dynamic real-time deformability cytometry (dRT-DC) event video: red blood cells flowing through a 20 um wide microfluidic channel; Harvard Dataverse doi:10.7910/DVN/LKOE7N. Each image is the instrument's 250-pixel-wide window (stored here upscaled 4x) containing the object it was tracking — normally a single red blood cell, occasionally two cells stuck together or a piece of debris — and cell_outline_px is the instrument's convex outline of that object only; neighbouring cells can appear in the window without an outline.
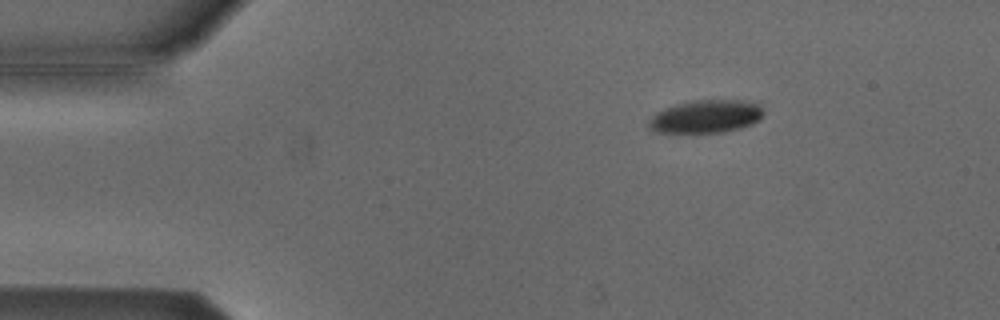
{"species": "Egyptian fruit bat (a non-hibernating species)", "species_latin": "Rousettus aegyptiacus", "temperature_condition": "cold", "stored_images_in_passage": 46, "camera_frame_rate_fps": 3000, "um_per_image_px": 0.085, "animal": {"sex": "male"}, "frame": {"image": 1, "passage_image": 1, "time_ms": 0.0, "image_size_px": [1000, 320], "cell_outline_px": [[764, 112], [760, 120], [752, 124], [740, 128], [724, 132], [656, 132], [648, 124], [648, 120], [656, 112], [664, 108], [676, 104], [692, 100], [740, 100], [760, 104], [764, 108]], "centroid_in_image_um": [60.04, 9.89], "position_along_channel_um": 25.0, "area_um2": 22.08}}
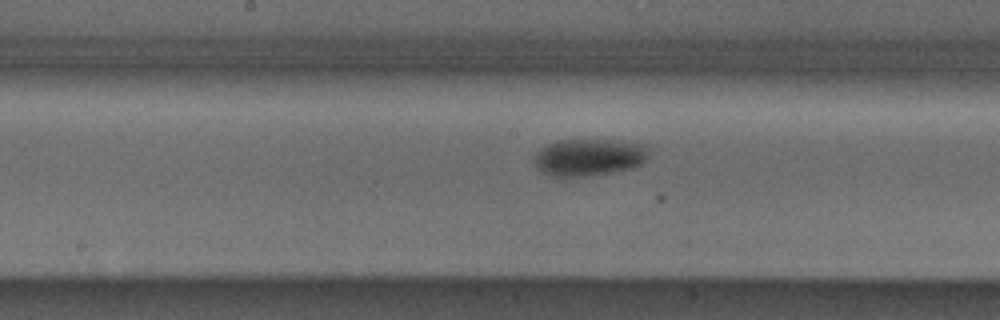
{"frame": {"image": 2, "passage_image": 20, "time_ms": 6.333, "image_size_px": [1000, 320], "cell_outline_px": [[648, 152], [644, 160], [640, 164], [632, 168], [612, 172], [584, 176], [552, 176], [540, 172], [536, 168], [532, 160], [532, 156], [540, 148], [556, 140], [612, 140], [648, 144]], "centroid_in_image_um": [50.0, 13.36], "position_along_channel_um": 198.2, "area_um2": 24.97}}
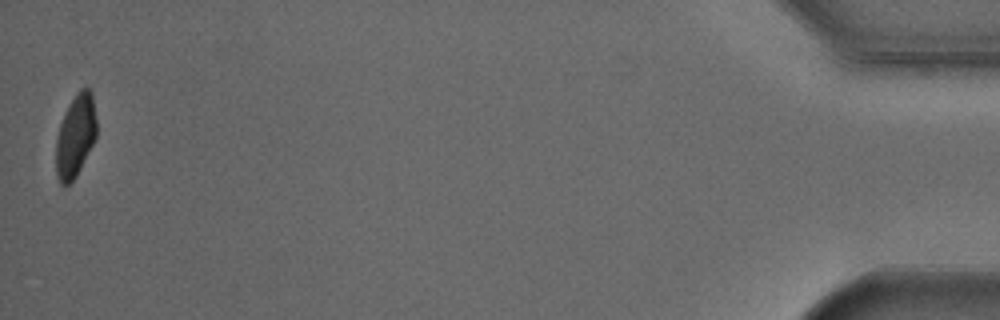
{"frame": {"image": 3, "passage_image": 46, "time_ms": 15.0, "image_size_px": [1000, 320], "cell_outline_px": [[96, 140], [76, 176], [68, 184], [60, 184], [56, 176], [56, 140], [60, 124], [64, 112], [76, 92], [80, 88], [88, 88], [92, 92], [96, 120]], "centroid_in_image_um": [6.42, 11.54], "position_along_channel_um": 428.8, "area_um2": 19.65}, "authors_computed_cell_mechanics": {"area_um2": 24.4205, "velocity_mm_per_s": 3.8046, "shape_relaxation_time_tau1_ms": 2.7078, "shape_relaxation_time_tau2_ms": null, "deformation_change_tau1": 0.0991, "deformation_change_tau2": null}}